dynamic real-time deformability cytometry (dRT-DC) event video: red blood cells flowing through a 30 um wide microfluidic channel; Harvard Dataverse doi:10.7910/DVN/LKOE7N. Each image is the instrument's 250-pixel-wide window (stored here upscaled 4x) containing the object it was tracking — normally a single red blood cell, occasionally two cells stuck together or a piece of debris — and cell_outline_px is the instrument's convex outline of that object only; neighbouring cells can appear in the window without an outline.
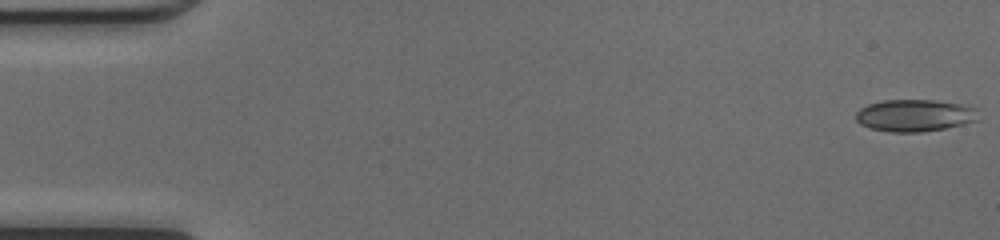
{"species": "common noctule bat (a hibernating species)", "species_latin": "Nyctalus noctula", "temperature_condition": "cold", "stored_images_in_passage": 49, "camera_frame_rate_fps": 3000, "um_per_image_px": 0.085, "animal": {"sex": "female", "body_mass_g": 17.0, "forearm_length_mm": 48.0}, "frame": {"image": 1, "passage_image": 1, "time_ms": 0.0, "image_size_px": [1000, 240], "cell_outline_px": [[980, 120], [944, 128], [920, 132], [892, 132], [868, 128], [860, 124], [856, 120], [856, 112], [860, 108], [868, 104], [884, 100], [936, 100], [960, 104], [976, 108]], "centroid_in_image_um": [77.74, 9.81], "position_along_channel_um": 7.3, "area_um2": 22.95}}
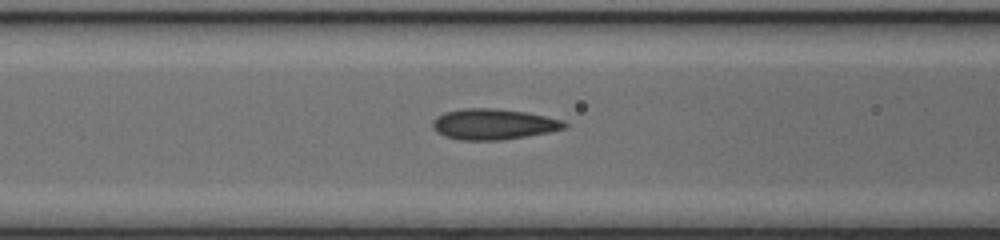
{"frame": {"image": 2, "passage_image": 20, "time_ms": 6.333, "image_size_px": [1000, 240], "cell_outline_px": [[568, 124], [564, 128], [548, 132], [500, 140], [460, 140], [444, 136], [436, 132], [432, 128], [432, 120], [436, 116], [444, 112], [464, 108], [492, 108], [524, 112], [564, 120]], "centroid_in_image_um": [41.88, 10.55], "position_along_channel_um": 124.7, "area_um2": 23.52}}
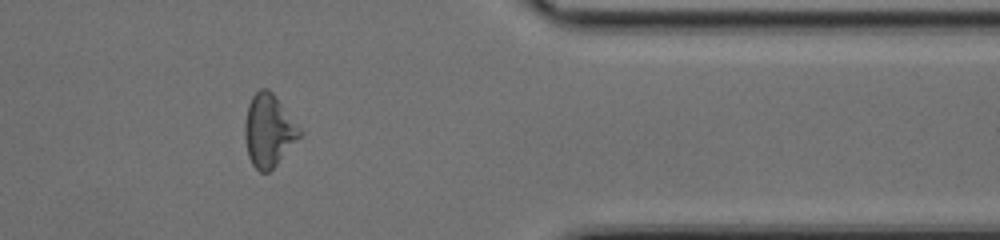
{"frame": {"image": 3, "passage_image": 40, "time_ms": 13.0, "image_size_px": [1000, 240], "cell_outline_px": [[300, 136], [276, 164], [268, 172], [260, 172], [252, 164], [248, 156], [244, 140], [244, 120], [248, 104], [252, 96], [260, 88], [268, 88], [276, 96], [300, 132]], "centroid_in_image_um": [22.76, 11.08], "position_along_channel_um": 388.6, "area_um2": 22.66}, "authors_computed_cell_mechanics": {"area_um2": 23.0044, "velocity_mm_per_s": 4.2593, "shape_relaxation_time_tau1_ms": null, "shape_relaxation_time_tau2_ms": 1.4781, "deformation_change_tau1": null, "deformation_change_tau2": 0.0766}}